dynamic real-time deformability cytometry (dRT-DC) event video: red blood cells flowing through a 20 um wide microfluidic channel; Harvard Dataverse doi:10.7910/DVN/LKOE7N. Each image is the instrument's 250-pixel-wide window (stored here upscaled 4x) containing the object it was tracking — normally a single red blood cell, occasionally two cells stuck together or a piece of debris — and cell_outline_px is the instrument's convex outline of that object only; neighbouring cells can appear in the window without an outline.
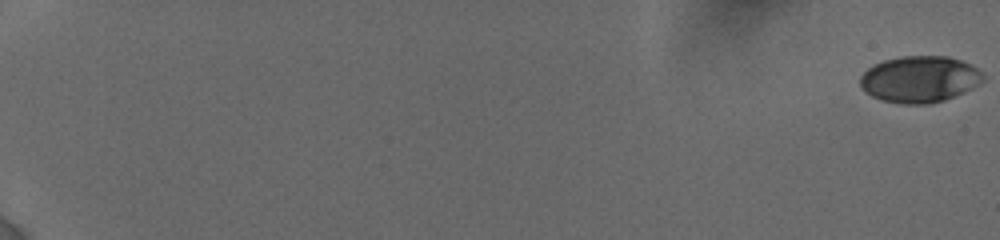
{"species": "human", "species_latin": "Homo sapiens", "temperature_condition": "cold", "stored_images_in_passage": 24, "camera_frame_rate_fps": 3000, "um_per_image_px": 0.085, "donor": {"sex": "female"}, "frame": {"image": 1, "passage_image": 1, "time_ms": 0.0, "image_size_px": [1000, 240], "cell_outline_px": [[984, 80], [972, 88], [944, 100], [928, 104], [900, 104], [880, 100], [872, 96], [860, 84], [860, 76], [868, 68], [884, 60], [904, 56], [948, 56], [960, 60], [976, 68], [984, 76]], "centroid_in_image_um": [78.16, 6.74], "position_along_channel_um": 6.8, "area_um2": 33.0}}
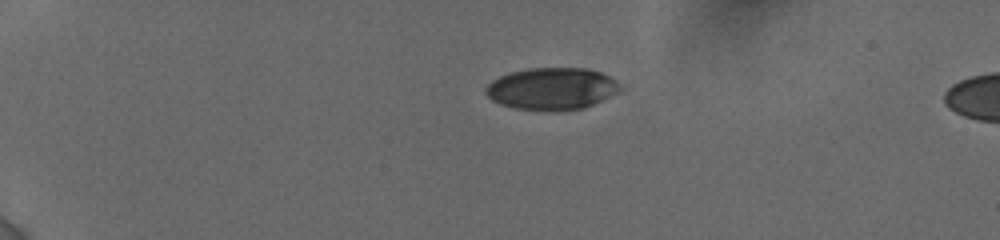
{"frame": {"image": 2, "passage_image": 18, "time_ms": 5.0, "image_size_px": [1000, 240], "cell_outline_px": [[620, 88], [616, 92], [592, 104], [580, 108], [516, 108], [500, 104], [492, 100], [484, 92], [484, 88], [492, 80], [500, 76], [512, 72], [532, 68], [588, 68], [600, 72], [616, 80], [620, 84]], "centroid_in_image_um": [46.86, 7.49], "position_along_channel_um": 38.1, "area_um2": 31.79}}